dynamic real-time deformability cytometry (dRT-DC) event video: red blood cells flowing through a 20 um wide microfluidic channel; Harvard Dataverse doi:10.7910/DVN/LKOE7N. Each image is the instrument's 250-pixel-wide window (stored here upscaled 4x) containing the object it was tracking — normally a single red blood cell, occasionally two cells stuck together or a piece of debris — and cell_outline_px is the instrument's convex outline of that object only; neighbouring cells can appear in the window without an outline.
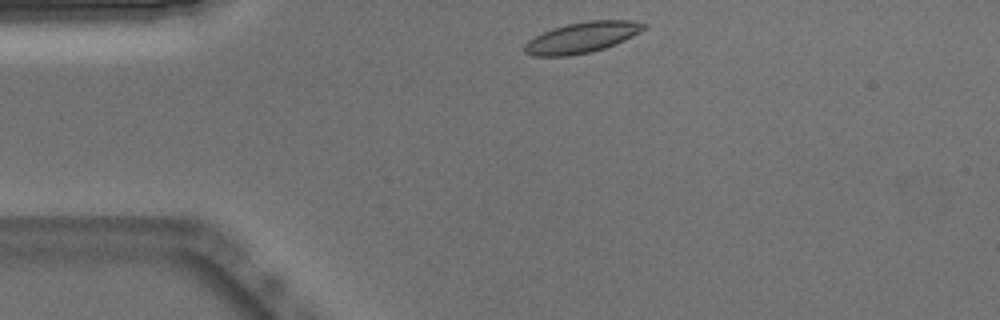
{"species": "Egyptian fruit bat (a non-hibernating species)", "species_latin": "Rousettus aegyptiacus", "temperature_condition": "warm", "stored_images_in_passage": 42, "camera_frame_rate_fps": 3000, "um_per_image_px": 0.085, "animal": {"sex": "male"}, "frame": {"image": 1, "passage_image": 1, "time_ms": 0.0, "image_size_px": [1000, 320], "cell_outline_px": [[648, 24], [640, 32], [616, 44], [592, 52], [568, 56], [532, 56], [524, 52], [524, 44], [528, 40], [552, 28], [568, 24], [588, 20], [632, 20]], "centroid_in_image_um": [49.47, 3.19], "position_along_channel_um": 35.5, "area_um2": 21.39}}
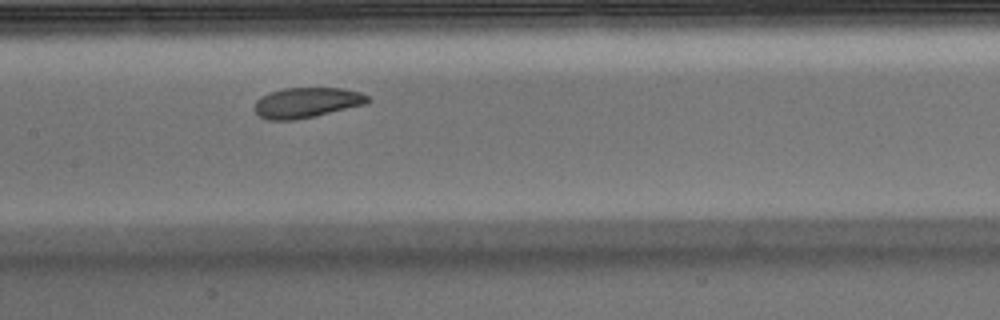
{"frame": {"image": 2, "passage_image": 15, "time_ms": 4.667, "image_size_px": [1000, 320], "cell_outline_px": [[372, 100], [368, 104], [296, 120], [268, 120], [260, 116], [252, 108], [256, 100], [260, 96], [268, 92], [284, 88], [340, 88], [360, 92], [368, 96]], "centroid_in_image_um": [26.06, 8.72], "position_along_channel_um": 181.3, "area_um2": 20.23}}
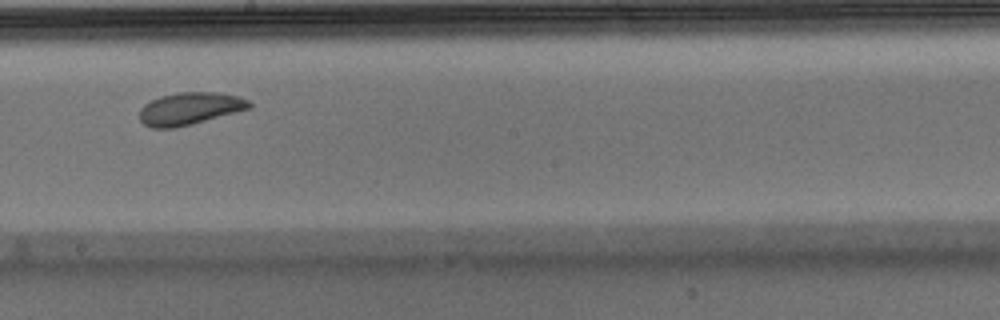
{"frame": {"image": 3, "passage_image": 19, "time_ms": 6.0, "image_size_px": [1000, 320], "cell_outline_px": [[252, 108], [192, 124], [176, 128], [152, 128], [144, 124], [140, 120], [140, 108], [144, 104], [160, 96], [180, 92], [220, 92], [240, 96], [248, 100], [252, 104]], "centroid_in_image_um": [16.16, 9.23], "position_along_channel_um": 232.0, "area_um2": 20.87}, "authors_computed_cell_mechanics": {"area_um2": 21.3571, "velocity_mm_per_s": 3.8186, "shape_relaxation_time_tau1_ms": 2.8543, "shape_relaxation_time_tau2_ms": 4.4272, "deformation_change_tau1": 0.0789, "deformation_change_tau2": 0.0986}}